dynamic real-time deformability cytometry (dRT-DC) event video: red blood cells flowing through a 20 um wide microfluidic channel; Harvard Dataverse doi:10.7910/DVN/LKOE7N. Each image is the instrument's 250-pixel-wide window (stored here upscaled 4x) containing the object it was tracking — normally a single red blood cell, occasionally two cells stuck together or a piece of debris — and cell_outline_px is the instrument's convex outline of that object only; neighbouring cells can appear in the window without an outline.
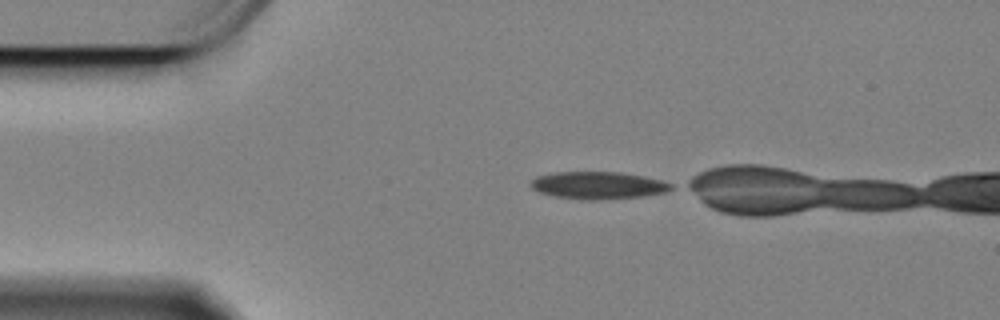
{"species": "Egyptian fruit bat (a non-hibernating species)", "species_latin": "Rousettus aegyptiacus", "temperature_condition": "cold", "stored_images_in_passage": 36, "camera_frame_rate_fps": 3000, "um_per_image_px": 0.085, "animal": {"sex": "female"}, "frame": {"image": 1, "passage_image": 1, "time_ms": 0.0, "image_size_px": [1000, 320], "cell_outline_px": [[672, 188], [664, 192], [644, 196], [608, 200], [580, 200], [552, 196], [540, 192], [532, 188], [528, 184], [536, 176], [556, 172], [620, 172], [644, 176], [664, 180], [672, 184]], "centroid_in_image_um": [50.83, 15.76], "position_along_channel_um": 34.2, "area_um2": 22.72}}
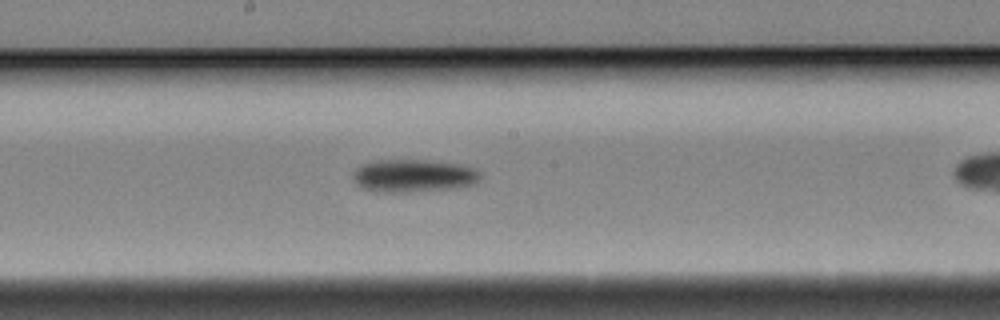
{"frame": {"image": 2, "passage_image": 20, "time_ms": 6.333, "image_size_px": [1000, 320], "cell_outline_px": [[480, 180], [476, 184], [452, 188], [408, 192], [376, 192], [360, 188], [352, 180], [352, 172], [360, 164], [376, 160], [432, 160], [464, 164], [480, 172]], "centroid_in_image_um": [35.11, 14.93], "position_along_channel_um": 213.1, "area_um2": 24.85}}
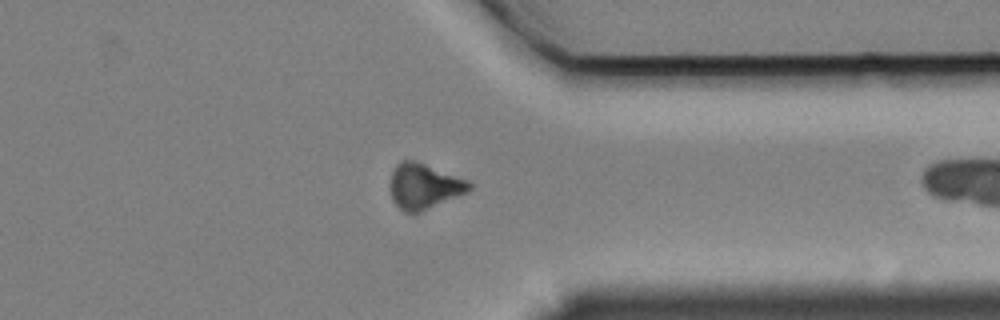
{"frame": {"image": 3, "passage_image": 35, "time_ms": 11.333, "image_size_px": [1000, 320], "cell_outline_px": [[472, 188], [468, 192], [420, 212], [404, 212], [392, 200], [392, 172], [396, 164], [400, 160], [416, 160], [468, 180], [472, 184]], "centroid_in_image_um": [36.07, 15.81], "position_along_channel_um": 375.3, "area_um2": 20.75}}